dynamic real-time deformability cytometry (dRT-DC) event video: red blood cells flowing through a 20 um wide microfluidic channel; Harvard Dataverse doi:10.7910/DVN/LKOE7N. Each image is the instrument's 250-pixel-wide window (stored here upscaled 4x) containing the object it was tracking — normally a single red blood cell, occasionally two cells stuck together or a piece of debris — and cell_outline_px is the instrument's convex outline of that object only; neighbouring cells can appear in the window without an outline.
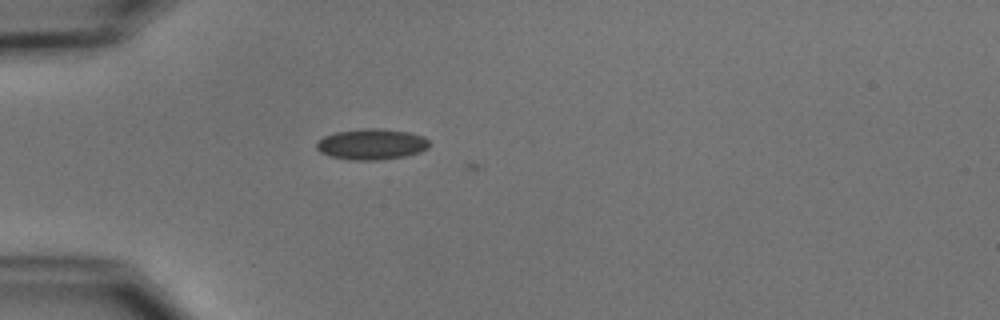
{"species": "common noctule bat (a hibernating species)", "species_latin": "Nyctalus noctula", "temperature_condition": "cold", "stored_images_in_passage": 2, "camera_frame_rate_fps": 3000, "um_per_image_px": 0.085, "animal": {"sex": "male", "body_mass_g": 15.6}, "frame": {"image": 1, "passage_image": 1, "time_ms": 0.0, "image_size_px": [1000, 320], "cell_outline_px": [[428, 148], [420, 152], [404, 156], [380, 160], [352, 160], [328, 156], [320, 152], [316, 148], [316, 144], [324, 136], [336, 132], [364, 128], [380, 128], [408, 132], [424, 136], [428, 140]], "centroid_in_image_um": [31.58, 12.26], "position_along_channel_um": 53.4, "area_um2": 20.29}}